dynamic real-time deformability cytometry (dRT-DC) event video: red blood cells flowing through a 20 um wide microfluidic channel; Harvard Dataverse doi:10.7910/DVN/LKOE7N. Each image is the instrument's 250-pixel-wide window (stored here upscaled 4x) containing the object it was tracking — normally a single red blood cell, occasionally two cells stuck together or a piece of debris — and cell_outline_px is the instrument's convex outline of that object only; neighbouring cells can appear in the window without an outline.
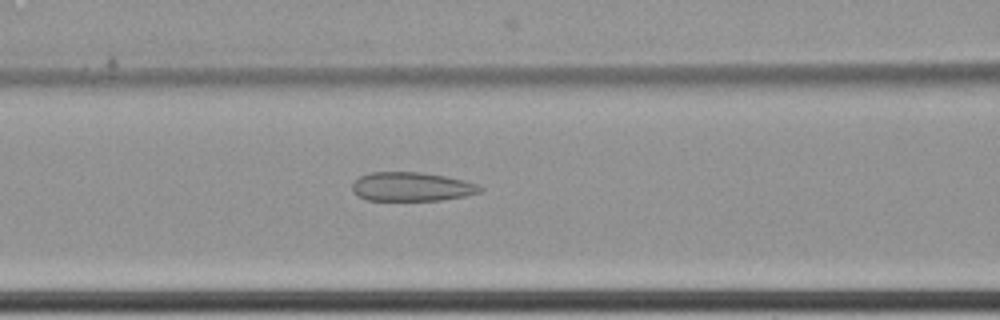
{"species": "common noctule bat (a hibernating species)", "species_latin": "Nyctalus noctula", "temperature_condition": "cold", "stored_images_in_passage": 64, "camera_frame_rate_fps": 3000, "um_per_image_px": 0.085, "animal": {"sex": "female", "body_mass_g": 22.7, "forearm_length_mm": 54.2}, "frame": {"image": 1, "passage_image": 30, "time_ms": 9.667, "image_size_px": [1000, 320], "cell_outline_px": [[484, 188], [480, 192], [468, 196], [440, 200], [368, 200], [352, 192], [352, 184], [360, 176], [372, 172], [420, 172], [444, 176], [464, 180], [476, 184]], "centroid_in_image_um": [35.01, 15.87], "position_along_channel_um": 131.6, "area_um2": 21.5}}
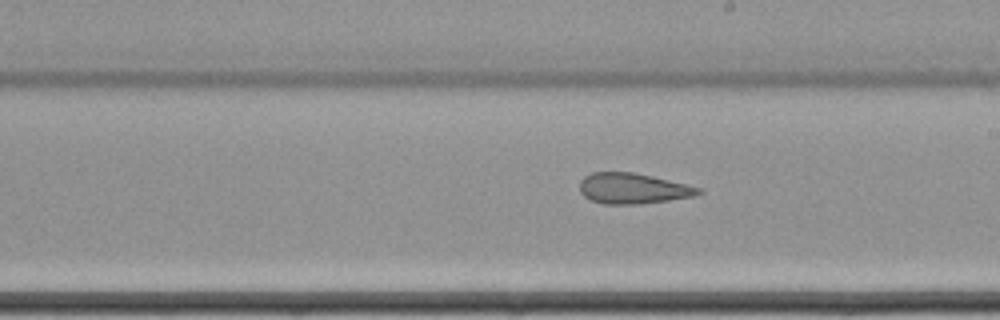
{"frame": {"image": 2, "passage_image": 39, "time_ms": 12.667, "image_size_px": [1000, 320], "cell_outline_px": [[704, 192], [696, 196], [640, 204], [604, 204], [592, 200], [584, 196], [580, 192], [580, 180], [584, 176], [592, 172], [632, 172], [652, 176], [700, 188]], "centroid_in_image_um": [53.78, 16.02], "position_along_channel_um": 235.2, "area_um2": 21.1}}
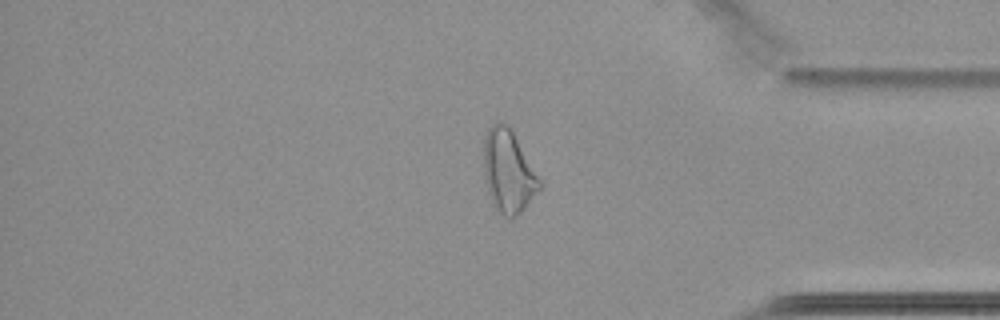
{"frame": {"image": 3, "passage_image": 54, "time_ms": 17.667, "image_size_px": [1000, 320], "cell_outline_px": [[544, 184], [524, 208], [520, 212], [512, 216], [504, 216], [496, 212], [492, 204], [488, 192], [484, 176], [484, 136], [488, 128], [496, 120], [500, 120], [512, 132]], "centroid_in_image_um": [43.19, 14.57], "position_along_channel_um": 392.0, "area_um2": 26.76}, "authors_computed_cell_mechanics": {"area_um2": 27.5417, "velocity_mm_per_s": 3.4603, "shape_relaxation_time_tau1_ms": null, "shape_relaxation_time_tau2_ms": 2.6115, "deformation_change_tau1": null, "deformation_change_tau2": 0.0988}}